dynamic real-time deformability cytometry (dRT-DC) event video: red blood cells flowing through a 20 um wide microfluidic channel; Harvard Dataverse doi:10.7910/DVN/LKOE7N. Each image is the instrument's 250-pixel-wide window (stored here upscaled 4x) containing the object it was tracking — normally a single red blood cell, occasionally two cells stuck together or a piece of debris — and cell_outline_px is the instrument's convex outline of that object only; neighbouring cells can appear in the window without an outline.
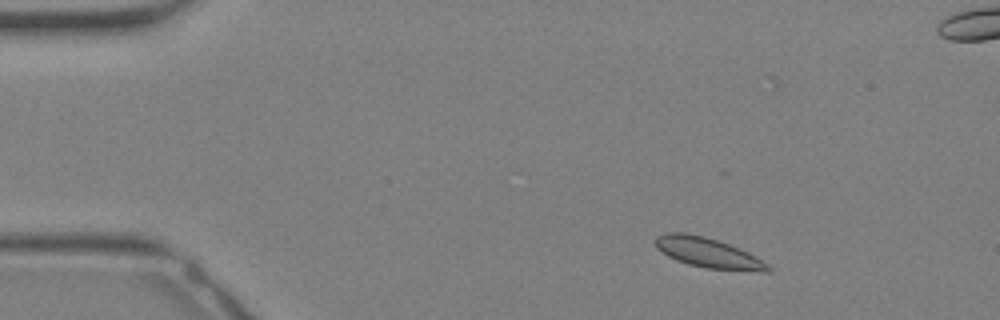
{"species": "Egyptian fruit bat (a non-hibernating species)", "species_latin": "Rousettus aegyptiacus", "temperature_condition": "warm", "stored_images_in_passage": 32, "camera_frame_rate_fps": 3000, "um_per_image_px": 0.085, "animal": {"sex": "female"}, "frame": {"image": 1, "passage_image": 3, "time_ms": 0.667, "image_size_px": [1000, 320], "cell_outline_px": [[772, 272], [764, 272], [704, 268], [688, 264], [676, 260], [668, 256], [656, 248], [656, 236], [668, 232], [684, 232], [704, 236], [728, 244], [748, 252], [768, 264], [772, 268]], "centroid_in_image_um": [60.19, 21.5], "position_along_channel_um": 24.8, "area_um2": 19.65}}
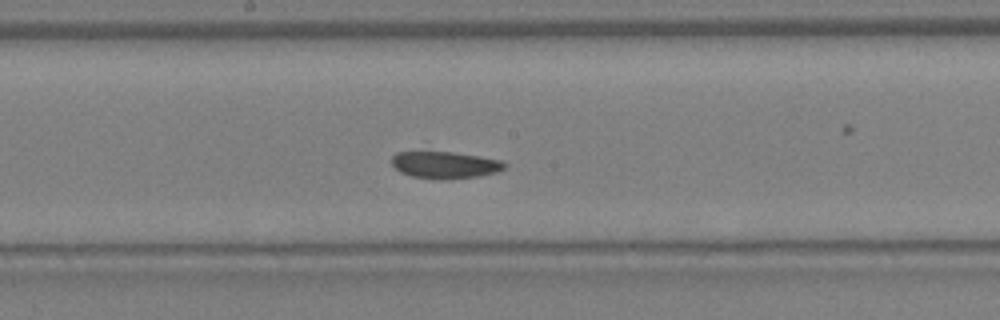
{"frame": {"image": 2, "passage_image": 16, "time_ms": 5.0, "image_size_px": [1000, 320], "cell_outline_px": [[508, 164], [504, 168], [496, 172], [480, 176], [444, 180], [412, 176], [400, 172], [392, 164], [392, 156], [396, 152], [452, 152], [480, 156], [500, 160]], "centroid_in_image_um": [37.83, 14.02], "position_along_channel_um": 210.4, "area_um2": 17.69}}
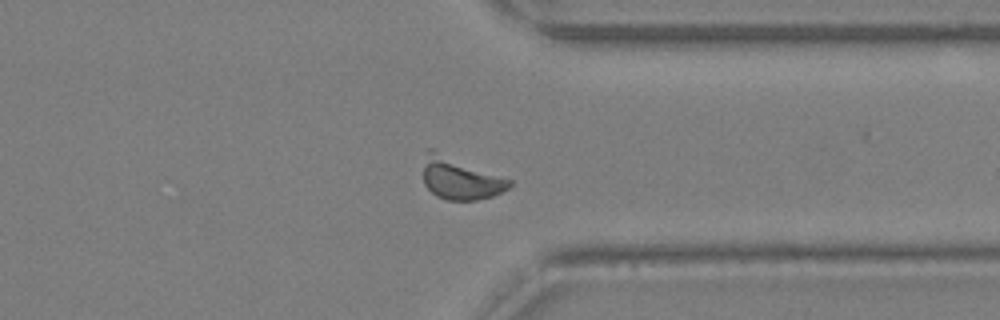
{"frame": {"image": 3, "passage_image": 24, "time_ms": 7.667, "image_size_px": [1000, 320], "cell_outline_px": [[512, 184], [508, 188], [492, 196], [476, 200], [448, 200], [436, 196], [424, 184], [424, 168], [428, 148], [432, 148], [512, 180]], "centroid_in_image_um": [39.12, 15.16], "position_along_channel_um": 372.3, "area_um2": 20.92}}